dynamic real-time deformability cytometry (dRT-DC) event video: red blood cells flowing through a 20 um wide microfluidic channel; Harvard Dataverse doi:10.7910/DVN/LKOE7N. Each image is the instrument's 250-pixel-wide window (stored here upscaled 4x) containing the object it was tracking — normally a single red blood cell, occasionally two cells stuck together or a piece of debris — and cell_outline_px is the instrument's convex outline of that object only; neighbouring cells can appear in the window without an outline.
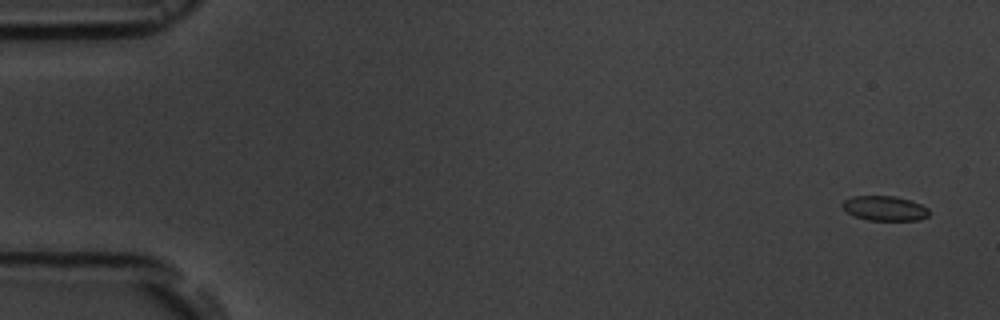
{"species": "common noctule bat (a hibernating species)", "species_latin": "Nyctalus noctula", "temperature_condition": "room temperature", "stored_images_in_passage": 5, "camera_frame_rate_fps": 3000, "um_per_image_px": 0.085, "animal": {"sex": "male", "body_mass_g": 19.5, "forearm_length_mm": 54.6}, "frame": {"image": 1, "passage_image": 1, "time_ms": 0.0, "image_size_px": [1000, 320], "cell_outline_px": [[928, 216], [916, 220], [868, 220], [852, 216], [840, 204], [844, 200], [852, 196], [896, 196], [912, 200], [928, 208]], "centroid_in_image_um": [75.17, 17.7], "position_along_channel_um": 9.8, "area_um2": 12.54}}
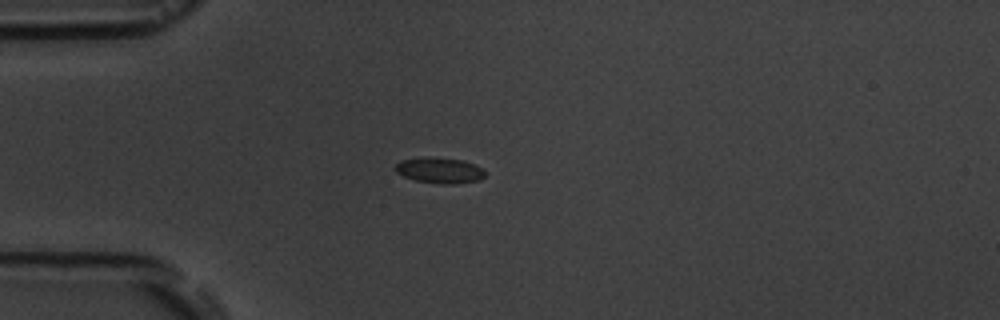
{"frame": {"image": 2, "passage_image": 5, "time_ms": 4.333, "image_size_px": [1000, 320], "cell_outline_px": [[488, 172], [480, 180], [452, 184], [440, 184], [416, 180], [404, 176], [396, 172], [392, 168], [400, 160], [424, 156], [460, 160], [484, 168]], "centroid_in_image_um": [37.35, 14.48], "position_along_channel_um": 47.6, "area_um2": 13.58}}